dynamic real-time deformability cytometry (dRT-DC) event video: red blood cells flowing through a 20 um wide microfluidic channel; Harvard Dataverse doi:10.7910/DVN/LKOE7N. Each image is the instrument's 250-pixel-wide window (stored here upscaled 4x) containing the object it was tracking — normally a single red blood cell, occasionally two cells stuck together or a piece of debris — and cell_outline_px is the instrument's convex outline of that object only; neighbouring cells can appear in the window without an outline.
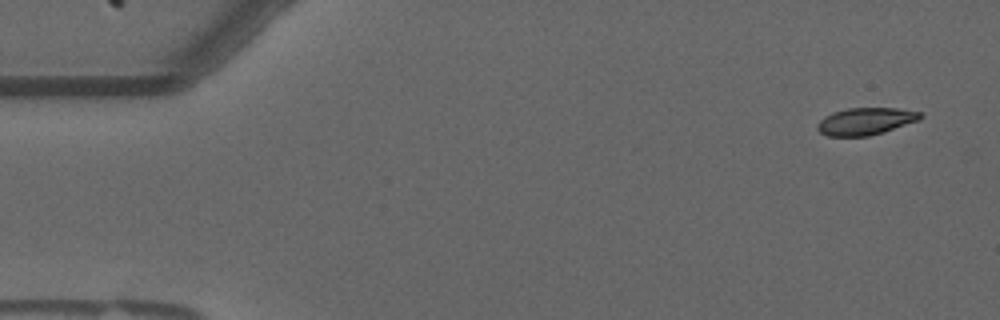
{"species": "common noctule bat (a hibernating species)", "species_latin": "Nyctalus noctula", "temperature_condition": "warm", "stored_images_in_passage": 13, "camera_frame_rate_fps": 3000, "um_per_image_px": 0.085, "animal": {"sex": "male", "forearm_length_mm": 52.5}, "frame": {"image": 1, "passage_image": 3, "time_ms": 0.667, "image_size_px": [1000, 320], "cell_outline_px": [[924, 116], [920, 120], [884, 132], [868, 136], [828, 136], [820, 132], [816, 128], [816, 124], [824, 116], [832, 112], [848, 108], [900, 108], [920, 112]], "centroid_in_image_um": [73.58, 10.3], "position_along_channel_um": 11.4, "area_um2": 16.47}}